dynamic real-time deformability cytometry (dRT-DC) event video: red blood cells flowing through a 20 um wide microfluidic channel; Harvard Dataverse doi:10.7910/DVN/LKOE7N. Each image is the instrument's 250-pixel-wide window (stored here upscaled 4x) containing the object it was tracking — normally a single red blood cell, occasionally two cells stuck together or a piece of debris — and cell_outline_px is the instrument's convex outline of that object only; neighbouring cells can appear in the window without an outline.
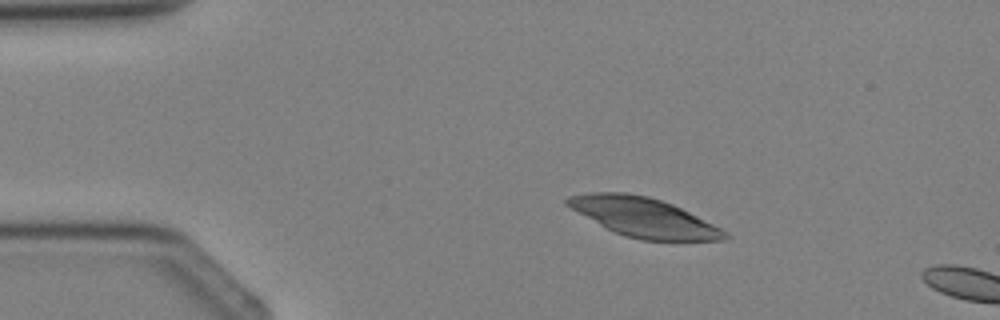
{"species": "Egyptian fruit bat (a non-hibernating species)", "species_latin": "Rousettus aegyptiacus", "temperature_condition": "cold", "stored_images_in_passage": 2, "camera_frame_rate_fps": 3000, "um_per_image_px": 0.085, "animal": {"sex": "female"}, "frame": {"image": 1, "passage_image": 1, "time_ms": 0.0, "image_size_px": [1000, 320], "cell_outline_px": [[732, 236], [724, 240], [640, 240], [624, 236], [600, 224], [564, 204], [564, 200], [568, 196], [592, 192], [624, 192], [648, 196], [672, 204], [728, 232]], "centroid_in_image_um": [54.71, 18.46], "position_along_channel_um": 30.3, "area_um2": 35.43}}